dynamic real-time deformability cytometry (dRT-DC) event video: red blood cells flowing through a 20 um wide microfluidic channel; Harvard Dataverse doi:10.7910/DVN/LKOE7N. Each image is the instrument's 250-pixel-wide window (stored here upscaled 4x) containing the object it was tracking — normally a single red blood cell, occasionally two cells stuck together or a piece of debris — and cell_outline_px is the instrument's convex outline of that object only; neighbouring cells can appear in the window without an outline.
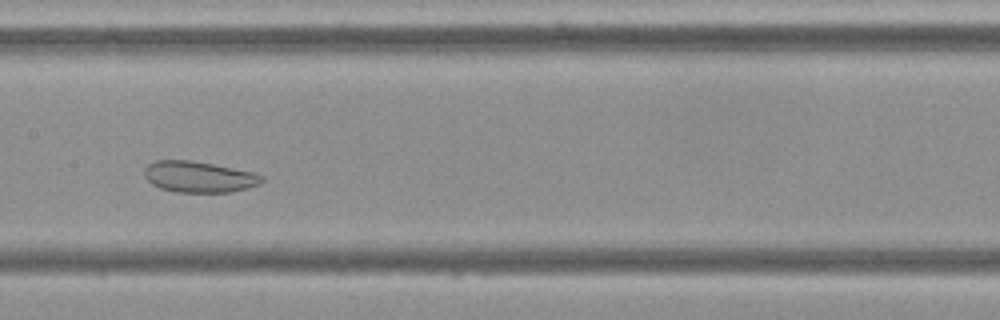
{"species": "Egyptian fruit bat (a non-hibernating species)", "species_latin": "Rousettus aegyptiacus", "temperature_condition": "cold", "stored_images_in_passage": 8, "camera_frame_rate_fps": 3000, "um_per_image_px": 0.085, "frame": {"image": 1, "passage_image": 7, "time_ms": 7.333, "image_size_px": [1000, 320], "cell_outline_px": [[264, 180], [260, 184], [248, 188], [228, 192], [176, 192], [160, 188], [152, 184], [144, 176], [144, 168], [148, 164], [156, 160], [192, 160], [256, 172], [264, 176]], "centroid_in_image_um": [16.93, 15.02], "position_along_channel_um": 190.5, "area_um2": 21.5}}
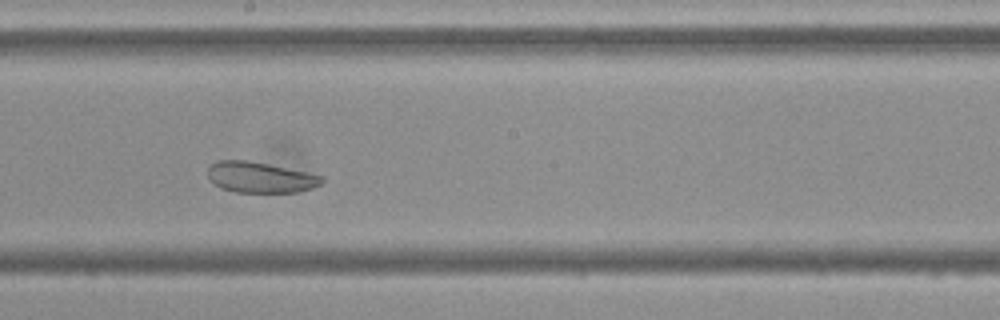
{"frame": {"image": 2, "passage_image": 8, "time_ms": 8.333, "image_size_px": [1000, 320], "cell_outline_px": [[324, 180], [320, 184], [312, 188], [296, 192], [236, 192], [220, 188], [208, 180], [208, 168], [216, 160], [244, 160], [268, 164], [324, 176]], "centroid_in_image_um": [22.08, 15.08], "position_along_channel_um": 226.1, "area_um2": 20.4}}